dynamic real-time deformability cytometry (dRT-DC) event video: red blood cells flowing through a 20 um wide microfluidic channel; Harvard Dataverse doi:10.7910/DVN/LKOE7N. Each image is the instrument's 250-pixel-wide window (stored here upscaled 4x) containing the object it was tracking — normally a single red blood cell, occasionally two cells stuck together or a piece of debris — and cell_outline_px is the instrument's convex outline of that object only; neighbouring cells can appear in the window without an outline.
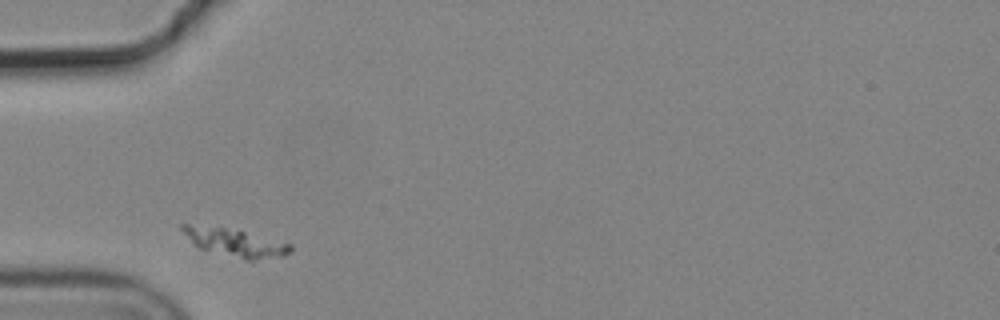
{"species": "common noctule bat (a hibernating species)", "species_latin": "Nyctalus noctula", "temperature_condition": "cold", "stored_images_in_passage": 3, "camera_frame_rate_fps": 3000, "um_per_image_px": 0.085, "animal": {"sex": "male", "body_mass_g": 19.2, "forearm_length_mm": 51.8}, "frame": {"image": 1, "passage_image": 1, "time_ms": 0.0, "image_size_px": [1000, 320], "cell_outline_px": [[292, 252], [284, 256], [256, 260], [244, 260], [200, 248], [192, 244], [180, 228], [180, 224], [188, 224], [224, 228], [244, 232], [292, 244]], "centroid_in_image_um": [19.99, 20.64], "position_along_channel_um": 65.0, "area_um2": 17.34}}
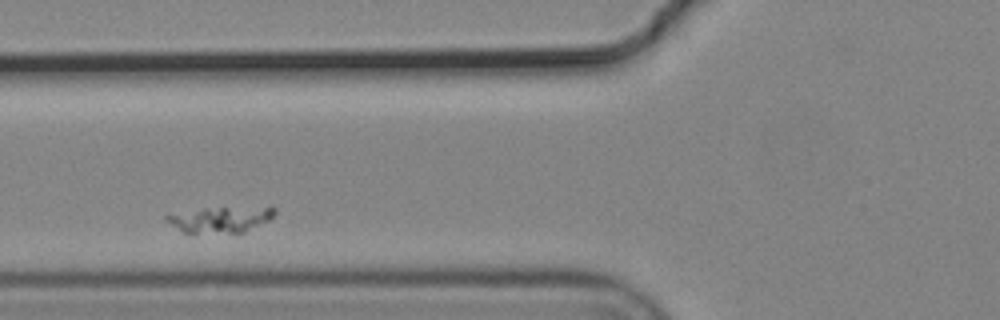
{"frame": {"image": 2, "passage_image": 2, "time_ms": 0.333, "image_size_px": [1000, 320], "cell_outline_px": [[276, 212], [268, 220], [244, 232], [184, 232], [172, 224], [164, 216], [204, 208], [276, 208]], "centroid_in_image_um": [18.76, 18.65], "position_along_channel_um": 107.0, "area_um2": 15.26}}
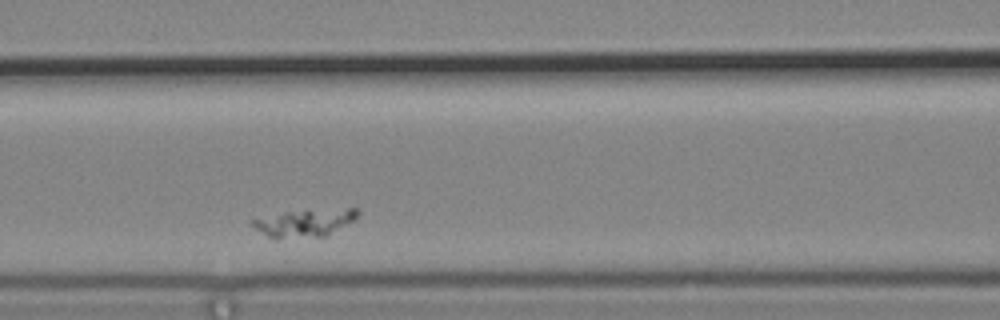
{"frame": {"image": 3, "passage_image": 3, "time_ms": 0.667, "image_size_px": [1000, 320], "cell_outline_px": [[360, 212], [352, 220], [324, 236], [276, 240], [268, 236], [248, 224], [248, 220], [284, 212], [348, 208], [356, 208]], "centroid_in_image_um": [25.78, 18.96], "position_along_channel_um": 140.8, "area_um2": 16.76}}